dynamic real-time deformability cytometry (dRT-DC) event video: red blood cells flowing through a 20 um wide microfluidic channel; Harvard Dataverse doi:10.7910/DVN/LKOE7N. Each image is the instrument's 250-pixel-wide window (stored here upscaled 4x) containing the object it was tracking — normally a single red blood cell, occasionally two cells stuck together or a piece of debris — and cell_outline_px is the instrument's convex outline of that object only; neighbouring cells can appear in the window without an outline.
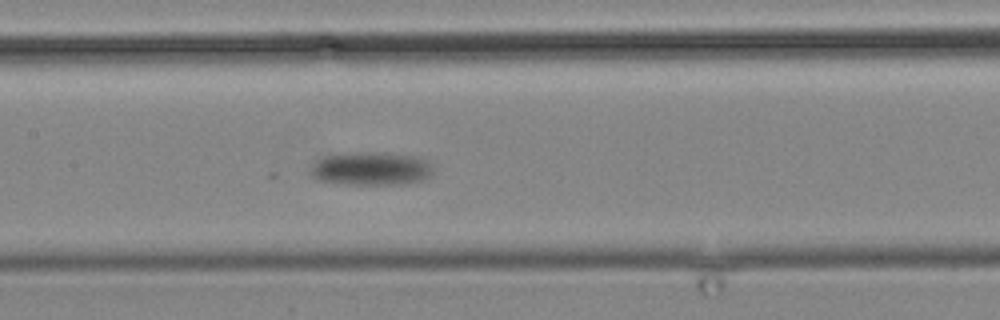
{"species": "common noctule bat (a hibernating species)", "species_latin": "Nyctalus noctula", "temperature_condition": "cold", "stored_images_in_passage": 17, "camera_frame_rate_fps": 3000, "um_per_image_px": 0.085, "animal": {"sex": "male", "body_mass_g": 19.2, "forearm_length_mm": 51.8}, "frame": {"image": 1, "passage_image": 17, "time_ms": 18.333, "image_size_px": [1000, 320], "cell_outline_px": [[432, 172], [428, 176], [420, 180], [404, 184], [344, 184], [320, 180], [312, 176], [312, 168], [324, 156], [344, 152], [384, 152], [416, 156], [428, 160], [432, 168]], "centroid_in_image_um": [31.58, 14.31], "position_along_channel_um": 175.8, "area_um2": 23.7}}